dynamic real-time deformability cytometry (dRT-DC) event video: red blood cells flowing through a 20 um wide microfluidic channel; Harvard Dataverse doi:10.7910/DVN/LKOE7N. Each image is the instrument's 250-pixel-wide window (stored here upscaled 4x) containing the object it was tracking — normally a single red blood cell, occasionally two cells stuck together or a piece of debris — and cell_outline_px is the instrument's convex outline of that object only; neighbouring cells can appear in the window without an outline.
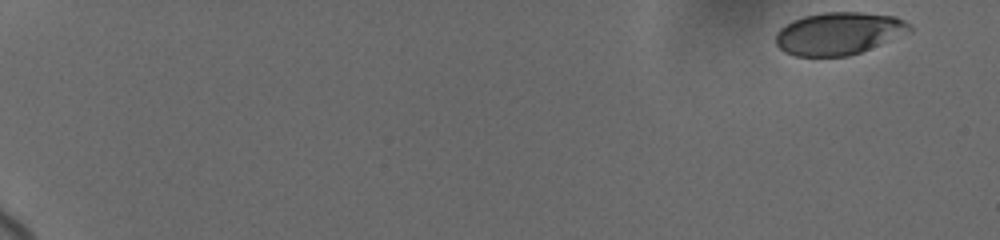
{"species": "human", "species_latin": "Homo sapiens", "temperature_condition": "cold", "stored_images_in_passage": 48, "camera_frame_rate_fps": 3000, "um_per_image_px": 0.085, "donor": {"sex": "female"}, "frame": {"image": 1, "passage_image": 1, "time_ms": 0.0, "image_size_px": [1000, 240], "cell_outline_px": [[912, 32], [860, 52], [848, 56], [796, 56], [784, 52], [776, 44], [776, 32], [780, 28], [792, 20], [804, 16], [824, 12], [860, 12], [896, 16], [904, 20], [912, 28]], "centroid_in_image_um": [71.3, 2.84], "position_along_channel_um": 13.7, "area_um2": 33.23}}
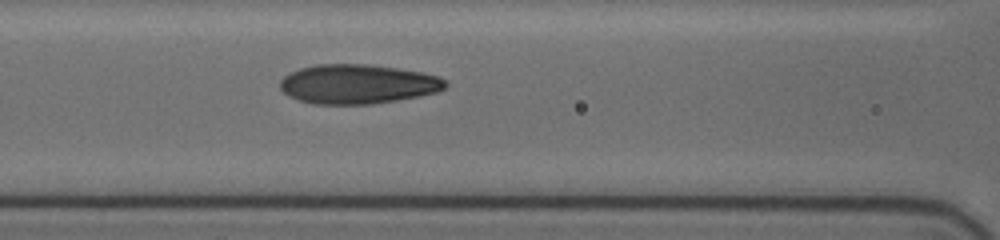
{"frame": {"image": 2, "passage_image": 24, "time_ms": 8.667, "image_size_px": [1000, 240], "cell_outline_px": [[448, 84], [444, 88], [436, 92], [420, 96], [372, 104], [312, 104], [288, 96], [280, 88], [280, 80], [288, 72], [300, 68], [316, 64], [364, 64], [396, 68], [420, 72], [436, 76], [444, 80]], "centroid_in_image_um": [30.35, 7.15], "position_along_channel_um": 136.2, "area_um2": 37.86}}
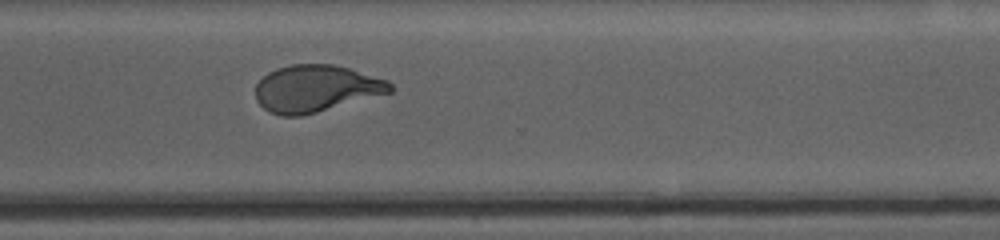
{"frame": {"image": 3, "passage_image": 47, "time_ms": 14.333, "image_size_px": [1000, 240], "cell_outline_px": [[392, 92], [316, 112], [300, 116], [280, 116], [268, 112], [256, 100], [256, 84], [268, 72], [276, 68], [292, 64], [332, 64], [348, 68], [388, 80], [392, 84]], "centroid_in_image_um": [26.83, 7.52], "position_along_channel_um": 343.8, "area_um2": 36.7}}